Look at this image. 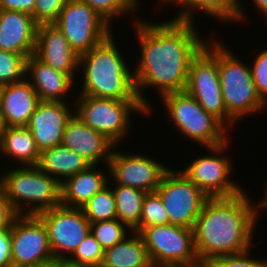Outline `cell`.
Masks as SVG:
<instances>
[{"instance_id": "cell-39", "label": "cell", "mask_w": 267, "mask_h": 267, "mask_svg": "<svg viewBox=\"0 0 267 267\" xmlns=\"http://www.w3.org/2000/svg\"><path fill=\"white\" fill-rule=\"evenodd\" d=\"M36 0H0V9L22 11L32 14Z\"/></svg>"}, {"instance_id": "cell-25", "label": "cell", "mask_w": 267, "mask_h": 267, "mask_svg": "<svg viewBox=\"0 0 267 267\" xmlns=\"http://www.w3.org/2000/svg\"><path fill=\"white\" fill-rule=\"evenodd\" d=\"M89 165L84 158L61 144L40 152L36 166L61 184L65 179L85 170Z\"/></svg>"}, {"instance_id": "cell-37", "label": "cell", "mask_w": 267, "mask_h": 267, "mask_svg": "<svg viewBox=\"0 0 267 267\" xmlns=\"http://www.w3.org/2000/svg\"><path fill=\"white\" fill-rule=\"evenodd\" d=\"M0 267H12L11 227L0 228Z\"/></svg>"}, {"instance_id": "cell-42", "label": "cell", "mask_w": 267, "mask_h": 267, "mask_svg": "<svg viewBox=\"0 0 267 267\" xmlns=\"http://www.w3.org/2000/svg\"><path fill=\"white\" fill-rule=\"evenodd\" d=\"M51 267H77V266L70 264L66 260H55L51 262Z\"/></svg>"}, {"instance_id": "cell-46", "label": "cell", "mask_w": 267, "mask_h": 267, "mask_svg": "<svg viewBox=\"0 0 267 267\" xmlns=\"http://www.w3.org/2000/svg\"><path fill=\"white\" fill-rule=\"evenodd\" d=\"M44 267H51V262L49 264H47L46 266H44Z\"/></svg>"}, {"instance_id": "cell-14", "label": "cell", "mask_w": 267, "mask_h": 267, "mask_svg": "<svg viewBox=\"0 0 267 267\" xmlns=\"http://www.w3.org/2000/svg\"><path fill=\"white\" fill-rule=\"evenodd\" d=\"M12 267H44L55 258L43 221L37 215H17L11 225Z\"/></svg>"}, {"instance_id": "cell-18", "label": "cell", "mask_w": 267, "mask_h": 267, "mask_svg": "<svg viewBox=\"0 0 267 267\" xmlns=\"http://www.w3.org/2000/svg\"><path fill=\"white\" fill-rule=\"evenodd\" d=\"M61 144L80 155L90 165H99L103 160L108 165L113 148H117L105 135L91 129L75 114L64 128Z\"/></svg>"}, {"instance_id": "cell-1", "label": "cell", "mask_w": 267, "mask_h": 267, "mask_svg": "<svg viewBox=\"0 0 267 267\" xmlns=\"http://www.w3.org/2000/svg\"><path fill=\"white\" fill-rule=\"evenodd\" d=\"M132 20L141 52L133 71L135 86L138 98L150 116L152 105L143 90L156 87L160 97L185 91L191 61L207 42L199 36L194 22L171 19L154 23L136 17Z\"/></svg>"}, {"instance_id": "cell-11", "label": "cell", "mask_w": 267, "mask_h": 267, "mask_svg": "<svg viewBox=\"0 0 267 267\" xmlns=\"http://www.w3.org/2000/svg\"><path fill=\"white\" fill-rule=\"evenodd\" d=\"M165 207L169 224L193 229L204 203L209 198L180 170L170 168L156 189Z\"/></svg>"}, {"instance_id": "cell-43", "label": "cell", "mask_w": 267, "mask_h": 267, "mask_svg": "<svg viewBox=\"0 0 267 267\" xmlns=\"http://www.w3.org/2000/svg\"><path fill=\"white\" fill-rule=\"evenodd\" d=\"M190 267H213V265L210 263V262H198L196 264H193L192 266Z\"/></svg>"}, {"instance_id": "cell-34", "label": "cell", "mask_w": 267, "mask_h": 267, "mask_svg": "<svg viewBox=\"0 0 267 267\" xmlns=\"http://www.w3.org/2000/svg\"><path fill=\"white\" fill-rule=\"evenodd\" d=\"M67 0H36L32 18L40 24L54 23Z\"/></svg>"}, {"instance_id": "cell-2", "label": "cell", "mask_w": 267, "mask_h": 267, "mask_svg": "<svg viewBox=\"0 0 267 267\" xmlns=\"http://www.w3.org/2000/svg\"><path fill=\"white\" fill-rule=\"evenodd\" d=\"M247 191L230 197H209L197 217L193 232L202 262L244 253L253 246L258 223L256 203ZM255 229V230H254Z\"/></svg>"}, {"instance_id": "cell-26", "label": "cell", "mask_w": 267, "mask_h": 267, "mask_svg": "<svg viewBox=\"0 0 267 267\" xmlns=\"http://www.w3.org/2000/svg\"><path fill=\"white\" fill-rule=\"evenodd\" d=\"M101 267H152L141 235L132 232L123 241L105 250Z\"/></svg>"}, {"instance_id": "cell-35", "label": "cell", "mask_w": 267, "mask_h": 267, "mask_svg": "<svg viewBox=\"0 0 267 267\" xmlns=\"http://www.w3.org/2000/svg\"><path fill=\"white\" fill-rule=\"evenodd\" d=\"M262 50L256 54L253 64L249 66L257 93L267 103V48Z\"/></svg>"}, {"instance_id": "cell-38", "label": "cell", "mask_w": 267, "mask_h": 267, "mask_svg": "<svg viewBox=\"0 0 267 267\" xmlns=\"http://www.w3.org/2000/svg\"><path fill=\"white\" fill-rule=\"evenodd\" d=\"M17 213L4 195V189L0 182V228L11 227Z\"/></svg>"}, {"instance_id": "cell-40", "label": "cell", "mask_w": 267, "mask_h": 267, "mask_svg": "<svg viewBox=\"0 0 267 267\" xmlns=\"http://www.w3.org/2000/svg\"><path fill=\"white\" fill-rule=\"evenodd\" d=\"M258 13H262L267 18V0H252Z\"/></svg>"}, {"instance_id": "cell-28", "label": "cell", "mask_w": 267, "mask_h": 267, "mask_svg": "<svg viewBox=\"0 0 267 267\" xmlns=\"http://www.w3.org/2000/svg\"><path fill=\"white\" fill-rule=\"evenodd\" d=\"M82 210L90 223L116 219L115 197L109 183L92 196Z\"/></svg>"}, {"instance_id": "cell-23", "label": "cell", "mask_w": 267, "mask_h": 267, "mask_svg": "<svg viewBox=\"0 0 267 267\" xmlns=\"http://www.w3.org/2000/svg\"><path fill=\"white\" fill-rule=\"evenodd\" d=\"M106 168L107 172L104 168H97V165H89L85 170L65 179L61 183V205L82 208L92 196L108 184L109 166Z\"/></svg>"}, {"instance_id": "cell-8", "label": "cell", "mask_w": 267, "mask_h": 267, "mask_svg": "<svg viewBox=\"0 0 267 267\" xmlns=\"http://www.w3.org/2000/svg\"><path fill=\"white\" fill-rule=\"evenodd\" d=\"M210 38L191 61L185 91L229 130L237 122L226 112L218 71V39ZM236 123V124H234Z\"/></svg>"}, {"instance_id": "cell-44", "label": "cell", "mask_w": 267, "mask_h": 267, "mask_svg": "<svg viewBox=\"0 0 267 267\" xmlns=\"http://www.w3.org/2000/svg\"><path fill=\"white\" fill-rule=\"evenodd\" d=\"M3 129H4V124H3V122H2V118H1V116H0V138H1L2 133H3Z\"/></svg>"}, {"instance_id": "cell-41", "label": "cell", "mask_w": 267, "mask_h": 267, "mask_svg": "<svg viewBox=\"0 0 267 267\" xmlns=\"http://www.w3.org/2000/svg\"><path fill=\"white\" fill-rule=\"evenodd\" d=\"M257 204H255L256 205V209H257V212H258V215L259 216H261L260 214V210L262 209H264V211H265V209H267V182L265 183V190H264V195H263V198L260 200V201H258V202H256Z\"/></svg>"}, {"instance_id": "cell-16", "label": "cell", "mask_w": 267, "mask_h": 267, "mask_svg": "<svg viewBox=\"0 0 267 267\" xmlns=\"http://www.w3.org/2000/svg\"><path fill=\"white\" fill-rule=\"evenodd\" d=\"M71 105L74 104L64 101L38 103L27 128L31 131L40 152L61 145L64 128L74 114Z\"/></svg>"}, {"instance_id": "cell-10", "label": "cell", "mask_w": 267, "mask_h": 267, "mask_svg": "<svg viewBox=\"0 0 267 267\" xmlns=\"http://www.w3.org/2000/svg\"><path fill=\"white\" fill-rule=\"evenodd\" d=\"M53 24L62 31L79 56L94 48L113 31L103 17L80 0H67Z\"/></svg>"}, {"instance_id": "cell-7", "label": "cell", "mask_w": 267, "mask_h": 267, "mask_svg": "<svg viewBox=\"0 0 267 267\" xmlns=\"http://www.w3.org/2000/svg\"><path fill=\"white\" fill-rule=\"evenodd\" d=\"M72 103L74 114L91 129L105 135L115 145L124 141L132 126L133 113L148 115L140 100H115L78 95ZM138 113V114H137Z\"/></svg>"}, {"instance_id": "cell-21", "label": "cell", "mask_w": 267, "mask_h": 267, "mask_svg": "<svg viewBox=\"0 0 267 267\" xmlns=\"http://www.w3.org/2000/svg\"><path fill=\"white\" fill-rule=\"evenodd\" d=\"M27 76L40 101L68 102L66 98L74 92L75 81L68 74L46 65L34 55L26 60Z\"/></svg>"}, {"instance_id": "cell-29", "label": "cell", "mask_w": 267, "mask_h": 267, "mask_svg": "<svg viewBox=\"0 0 267 267\" xmlns=\"http://www.w3.org/2000/svg\"><path fill=\"white\" fill-rule=\"evenodd\" d=\"M90 232L102 248L107 250L123 241L133 231L116 218L90 223Z\"/></svg>"}, {"instance_id": "cell-24", "label": "cell", "mask_w": 267, "mask_h": 267, "mask_svg": "<svg viewBox=\"0 0 267 267\" xmlns=\"http://www.w3.org/2000/svg\"><path fill=\"white\" fill-rule=\"evenodd\" d=\"M0 154L16 161L20 166L37 165L40 157V151L27 127L4 126L0 138Z\"/></svg>"}, {"instance_id": "cell-4", "label": "cell", "mask_w": 267, "mask_h": 267, "mask_svg": "<svg viewBox=\"0 0 267 267\" xmlns=\"http://www.w3.org/2000/svg\"><path fill=\"white\" fill-rule=\"evenodd\" d=\"M12 168L0 174V182L6 200L18 215H36L61 205V184L55 178L36 165Z\"/></svg>"}, {"instance_id": "cell-33", "label": "cell", "mask_w": 267, "mask_h": 267, "mask_svg": "<svg viewBox=\"0 0 267 267\" xmlns=\"http://www.w3.org/2000/svg\"><path fill=\"white\" fill-rule=\"evenodd\" d=\"M26 58L0 49V86L23 80L26 76Z\"/></svg>"}, {"instance_id": "cell-3", "label": "cell", "mask_w": 267, "mask_h": 267, "mask_svg": "<svg viewBox=\"0 0 267 267\" xmlns=\"http://www.w3.org/2000/svg\"><path fill=\"white\" fill-rule=\"evenodd\" d=\"M111 33L106 39L79 56L83 78L79 95L115 100H139L133 70L117 48ZM124 58V59H123Z\"/></svg>"}, {"instance_id": "cell-15", "label": "cell", "mask_w": 267, "mask_h": 267, "mask_svg": "<svg viewBox=\"0 0 267 267\" xmlns=\"http://www.w3.org/2000/svg\"><path fill=\"white\" fill-rule=\"evenodd\" d=\"M147 156L114 148L108 163L109 177L114 184L155 192L170 167Z\"/></svg>"}, {"instance_id": "cell-22", "label": "cell", "mask_w": 267, "mask_h": 267, "mask_svg": "<svg viewBox=\"0 0 267 267\" xmlns=\"http://www.w3.org/2000/svg\"><path fill=\"white\" fill-rule=\"evenodd\" d=\"M159 5H180V12L173 17L175 21L196 22L194 12L200 10L208 16L217 18L221 23L240 22L246 20L242 0H159ZM243 5V6H242Z\"/></svg>"}, {"instance_id": "cell-36", "label": "cell", "mask_w": 267, "mask_h": 267, "mask_svg": "<svg viewBox=\"0 0 267 267\" xmlns=\"http://www.w3.org/2000/svg\"><path fill=\"white\" fill-rule=\"evenodd\" d=\"M250 250L237 254L220 256L210 261L213 267H267V260L252 257ZM251 255V257H250Z\"/></svg>"}, {"instance_id": "cell-27", "label": "cell", "mask_w": 267, "mask_h": 267, "mask_svg": "<svg viewBox=\"0 0 267 267\" xmlns=\"http://www.w3.org/2000/svg\"><path fill=\"white\" fill-rule=\"evenodd\" d=\"M111 179L109 178L108 183L113 185L117 219L134 231L139 226L142 203L147 192L120 184L114 185L110 182Z\"/></svg>"}, {"instance_id": "cell-12", "label": "cell", "mask_w": 267, "mask_h": 267, "mask_svg": "<svg viewBox=\"0 0 267 267\" xmlns=\"http://www.w3.org/2000/svg\"><path fill=\"white\" fill-rule=\"evenodd\" d=\"M229 143L230 140L219 146L206 147L209 155L194 158L185 169L180 170L208 197H230L243 191L242 186L231 179L232 159L222 155L229 148Z\"/></svg>"}, {"instance_id": "cell-9", "label": "cell", "mask_w": 267, "mask_h": 267, "mask_svg": "<svg viewBox=\"0 0 267 267\" xmlns=\"http://www.w3.org/2000/svg\"><path fill=\"white\" fill-rule=\"evenodd\" d=\"M139 234L152 266L190 267L200 262L193 229L166 224L145 227Z\"/></svg>"}, {"instance_id": "cell-45", "label": "cell", "mask_w": 267, "mask_h": 267, "mask_svg": "<svg viewBox=\"0 0 267 267\" xmlns=\"http://www.w3.org/2000/svg\"><path fill=\"white\" fill-rule=\"evenodd\" d=\"M2 86H0V104H1Z\"/></svg>"}, {"instance_id": "cell-30", "label": "cell", "mask_w": 267, "mask_h": 267, "mask_svg": "<svg viewBox=\"0 0 267 267\" xmlns=\"http://www.w3.org/2000/svg\"><path fill=\"white\" fill-rule=\"evenodd\" d=\"M104 253L105 250L89 232L66 261L77 267H101Z\"/></svg>"}, {"instance_id": "cell-31", "label": "cell", "mask_w": 267, "mask_h": 267, "mask_svg": "<svg viewBox=\"0 0 267 267\" xmlns=\"http://www.w3.org/2000/svg\"><path fill=\"white\" fill-rule=\"evenodd\" d=\"M87 3L94 11L103 17L110 25L115 18L123 14L135 17L141 0H80ZM137 10V11H136ZM114 18V20H112Z\"/></svg>"}, {"instance_id": "cell-20", "label": "cell", "mask_w": 267, "mask_h": 267, "mask_svg": "<svg viewBox=\"0 0 267 267\" xmlns=\"http://www.w3.org/2000/svg\"><path fill=\"white\" fill-rule=\"evenodd\" d=\"M39 102L38 94L27 77L2 86L0 116L4 126L27 127Z\"/></svg>"}, {"instance_id": "cell-19", "label": "cell", "mask_w": 267, "mask_h": 267, "mask_svg": "<svg viewBox=\"0 0 267 267\" xmlns=\"http://www.w3.org/2000/svg\"><path fill=\"white\" fill-rule=\"evenodd\" d=\"M38 24L32 15L0 9V49L23 55H34Z\"/></svg>"}, {"instance_id": "cell-17", "label": "cell", "mask_w": 267, "mask_h": 267, "mask_svg": "<svg viewBox=\"0 0 267 267\" xmlns=\"http://www.w3.org/2000/svg\"><path fill=\"white\" fill-rule=\"evenodd\" d=\"M34 56L55 70L68 74L75 82L79 70V55L55 24L37 27Z\"/></svg>"}, {"instance_id": "cell-5", "label": "cell", "mask_w": 267, "mask_h": 267, "mask_svg": "<svg viewBox=\"0 0 267 267\" xmlns=\"http://www.w3.org/2000/svg\"><path fill=\"white\" fill-rule=\"evenodd\" d=\"M224 45L218 40V71L222 96L226 112L238 123L247 114L265 110L267 103L257 93L248 63L239 60Z\"/></svg>"}, {"instance_id": "cell-13", "label": "cell", "mask_w": 267, "mask_h": 267, "mask_svg": "<svg viewBox=\"0 0 267 267\" xmlns=\"http://www.w3.org/2000/svg\"><path fill=\"white\" fill-rule=\"evenodd\" d=\"M36 215L46 227L55 260H67L90 232L82 208L59 205Z\"/></svg>"}, {"instance_id": "cell-32", "label": "cell", "mask_w": 267, "mask_h": 267, "mask_svg": "<svg viewBox=\"0 0 267 267\" xmlns=\"http://www.w3.org/2000/svg\"><path fill=\"white\" fill-rule=\"evenodd\" d=\"M169 224V218L160 195L147 192L142 203V212L139 226L133 231L139 233L143 228Z\"/></svg>"}, {"instance_id": "cell-6", "label": "cell", "mask_w": 267, "mask_h": 267, "mask_svg": "<svg viewBox=\"0 0 267 267\" xmlns=\"http://www.w3.org/2000/svg\"><path fill=\"white\" fill-rule=\"evenodd\" d=\"M169 122L181 135L203 147H215L229 141V129L214 115L207 113L186 91L167 93L163 96Z\"/></svg>"}]
</instances>
